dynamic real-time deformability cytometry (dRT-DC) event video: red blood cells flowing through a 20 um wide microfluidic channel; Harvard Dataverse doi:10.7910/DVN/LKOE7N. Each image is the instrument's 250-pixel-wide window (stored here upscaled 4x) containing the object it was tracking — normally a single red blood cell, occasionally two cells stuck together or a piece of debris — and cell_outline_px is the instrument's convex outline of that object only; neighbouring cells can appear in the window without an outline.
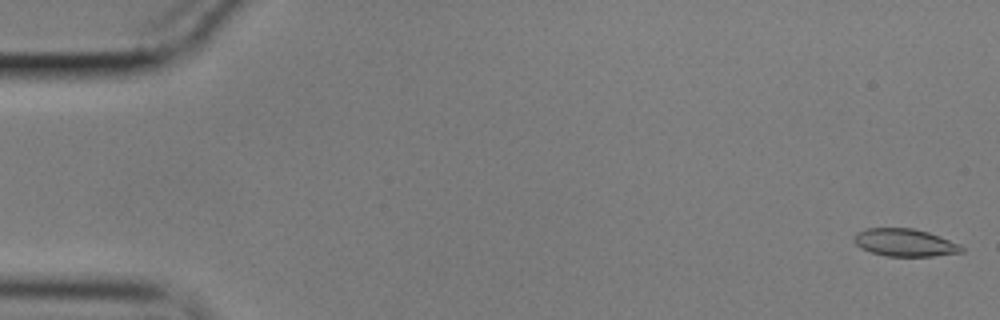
{"species": "common noctule bat (a hibernating species)", "species_latin": "Nyctalus noctula", "temperature_condition": "cold", "stored_images_in_passage": 56, "camera_frame_rate_fps": 3000, "um_per_image_px": 0.085, "animal": {"sex": "male", "body_mass_g": 17.9}, "frame": {"image": 1, "passage_image": 1, "time_ms": 0.0, "image_size_px": [1000, 320], "cell_outline_px": [[964, 252], [932, 256], [888, 256], [872, 252], [860, 248], [852, 240], [852, 236], [856, 232], [864, 228], [912, 228], [928, 232], [940, 236], [960, 244], [964, 248]], "centroid_in_image_um": [76.89, 20.61], "position_along_channel_um": 8.1, "area_um2": 17.46}}
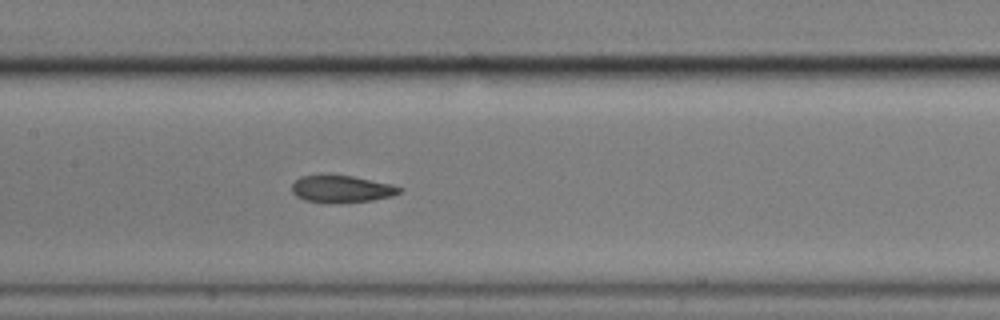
{"frame": {"image": 2, "passage_image": 27, "time_ms": 8.667, "image_size_px": [1000, 320], "cell_outline_px": [[404, 188], [400, 192], [392, 196], [372, 200], [328, 204], [304, 200], [296, 196], [292, 192], [292, 184], [300, 176], [352, 176], [392, 184]], "centroid_in_image_um": [29.04, 16.09], "position_along_channel_um": 178.4, "area_um2": 16.94}}
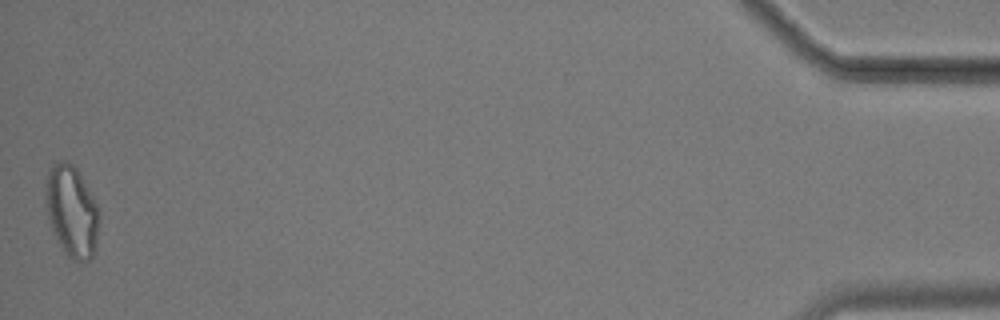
{"frame": {"image": 3, "passage_image": 56, "time_ms": 18.333, "image_size_px": [1000, 320], "cell_outline_px": [[100, 220], [96, 248], [92, 256], [88, 260], [80, 264], [72, 260], [64, 252], [56, 240], [48, 216], [44, 200], [44, 188], [48, 168], [56, 160], [64, 160], [72, 164], [76, 168], [88, 188], [100, 212]], "centroid_in_image_um": [6.08, 17.96], "position_along_channel_um": 429.1, "area_um2": 29.19}, "authors_computed_cell_mechanics": {"area_um2": 17.7735, "velocity_mm_per_s": 3.5394, "shape_relaxation_time_tau1_ms": 8.0349, "shape_relaxation_time_tau2_ms": 2.6979, "deformation_change_tau1": 0.1788, "deformation_change_tau2": 0.0908}}